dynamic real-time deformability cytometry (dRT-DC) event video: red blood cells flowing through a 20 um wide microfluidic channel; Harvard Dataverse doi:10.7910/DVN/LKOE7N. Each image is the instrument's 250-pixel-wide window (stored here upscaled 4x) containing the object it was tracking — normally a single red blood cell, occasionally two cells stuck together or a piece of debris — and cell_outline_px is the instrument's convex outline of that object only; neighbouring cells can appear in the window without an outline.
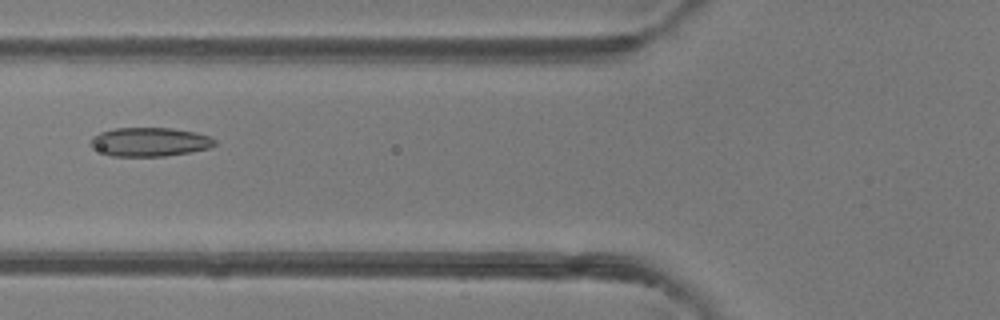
{"species": "common noctule bat (a hibernating species)", "species_latin": "Nyctalus noctula", "temperature_condition": "room temperature", "stored_images_in_passage": 6, "camera_frame_rate_fps": 3000, "um_per_image_px": 0.085, "animal": {"sex": "female"}, "frame": {"image": 1, "passage_image": 5, "time_ms": 4.667, "image_size_px": [1000, 320], "cell_outline_px": [[216, 144], [208, 148], [188, 152], [164, 156], [112, 156], [92, 148], [88, 144], [92, 136], [100, 132], [116, 128], [172, 128], [196, 132], [208, 136], [216, 140]], "centroid_in_image_um": [12.68, 12.06], "position_along_channel_um": 113.1, "area_um2": 20.87}}
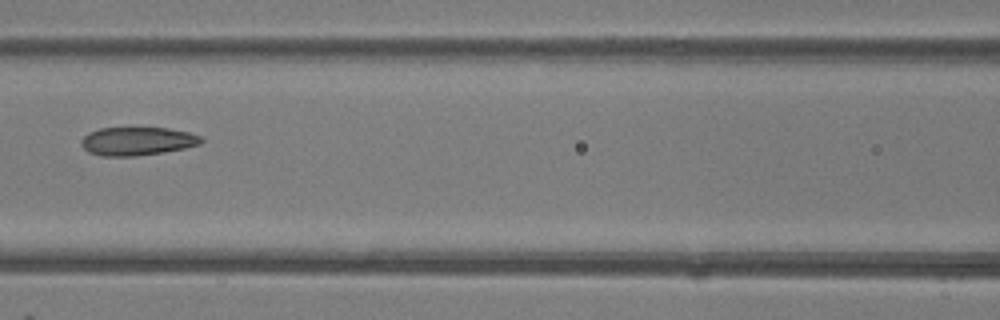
{"frame": {"image": 2, "passage_image": 6, "time_ms": 5.667, "image_size_px": [1000, 320], "cell_outline_px": [[204, 140], [200, 144], [184, 148], [164, 152], [136, 156], [100, 156], [88, 152], [80, 144], [80, 140], [88, 132], [100, 128], [168, 128], [188, 132], [200, 136]], "centroid_in_image_um": [11.64, 12.0], "position_along_channel_um": 155.0, "area_um2": 19.88}}